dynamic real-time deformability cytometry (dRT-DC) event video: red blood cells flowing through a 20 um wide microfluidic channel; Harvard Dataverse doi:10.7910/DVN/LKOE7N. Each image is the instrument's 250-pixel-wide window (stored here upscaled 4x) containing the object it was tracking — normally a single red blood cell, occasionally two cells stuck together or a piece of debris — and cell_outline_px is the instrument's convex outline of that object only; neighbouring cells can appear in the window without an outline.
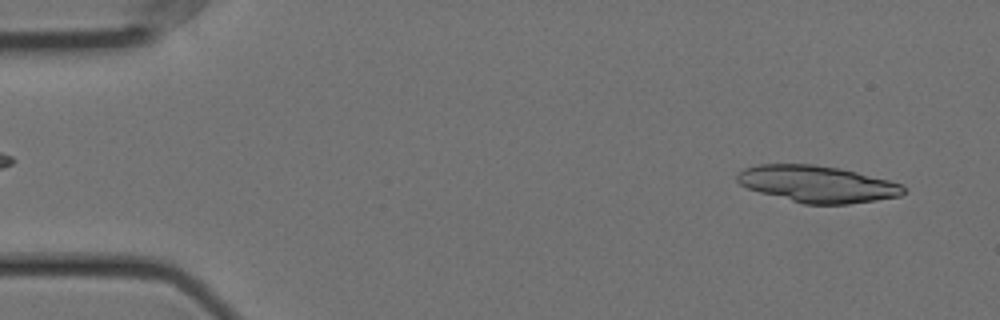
{"species": "Egyptian fruit bat (a non-hibernating species)", "species_latin": "Rousettus aegyptiacus", "temperature_condition": "cold", "stored_images_in_passage": 54, "segment_of_instrument_passage": [1, 2], "camera_frame_rate_fps": 3000, "um_per_image_px": 0.085, "animal": {"sex": "female"}, "frame": {"image": 1, "passage_image": 3, "time_ms": 0.667, "image_size_px": [1000, 320], "cell_outline_px": [[904, 192], [900, 196], [876, 200], [848, 204], [804, 204], [760, 192], [748, 188], [740, 184], [736, 180], [736, 176], [744, 168], [760, 164], [812, 164], [840, 168], [904, 184]], "centroid_in_image_um": [69.47, 15.64], "position_along_channel_um": 15.5, "area_um2": 35.37}}